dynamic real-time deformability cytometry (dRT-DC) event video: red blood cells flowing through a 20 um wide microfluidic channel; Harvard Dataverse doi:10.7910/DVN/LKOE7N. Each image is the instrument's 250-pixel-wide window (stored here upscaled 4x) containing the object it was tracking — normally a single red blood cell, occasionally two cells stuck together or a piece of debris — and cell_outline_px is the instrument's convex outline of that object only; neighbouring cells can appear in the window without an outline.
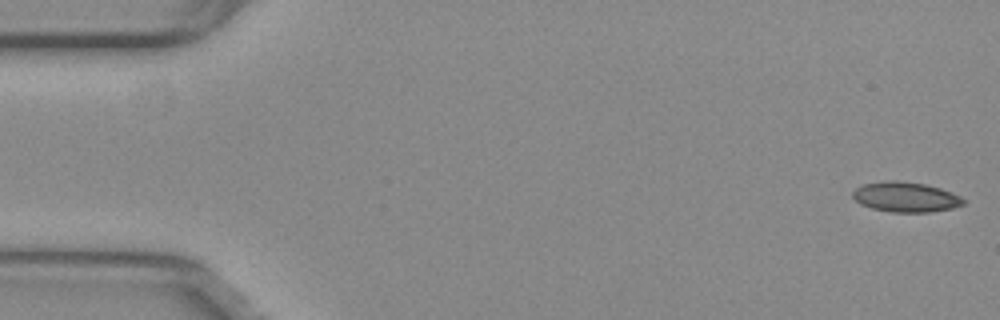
{"species": "common noctule bat (a hibernating species)", "species_latin": "Nyctalus noctula", "temperature_condition": "warm", "stored_images_in_passage": 51, "camera_frame_rate_fps": 3000, "um_per_image_px": 0.085, "animal": {"sex": "female", "body_mass_g": 29.2, "forearm_length_mm": 56.3}, "frame": {"image": 1, "passage_image": 1, "time_ms": 0.0, "image_size_px": [1000, 320], "cell_outline_px": [[964, 204], [952, 208], [928, 212], [892, 212], [872, 208], [860, 204], [852, 196], [852, 192], [856, 188], [864, 184], [888, 180], [896, 180], [924, 184], [940, 188], [952, 192], [960, 196], [964, 200]], "centroid_in_image_um": [76.97, 16.74], "position_along_channel_um": 8.0, "area_um2": 19.25}}
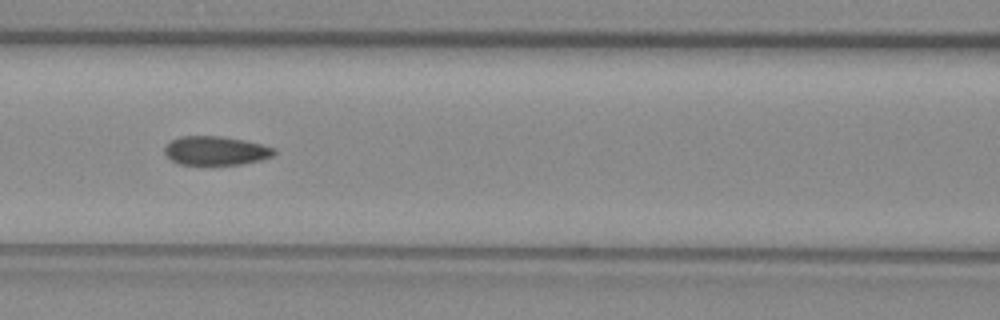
{"frame": {"image": 2, "passage_image": 23, "time_ms": 7.333, "image_size_px": [1000, 320], "cell_outline_px": [[276, 152], [272, 156], [260, 160], [240, 164], [176, 164], [164, 152], [164, 148], [172, 140], [180, 136], [220, 136], [244, 140], [276, 148]], "centroid_in_image_um": [18.34, 12.8], "position_along_channel_um": 148.3, "area_um2": 18.26}}
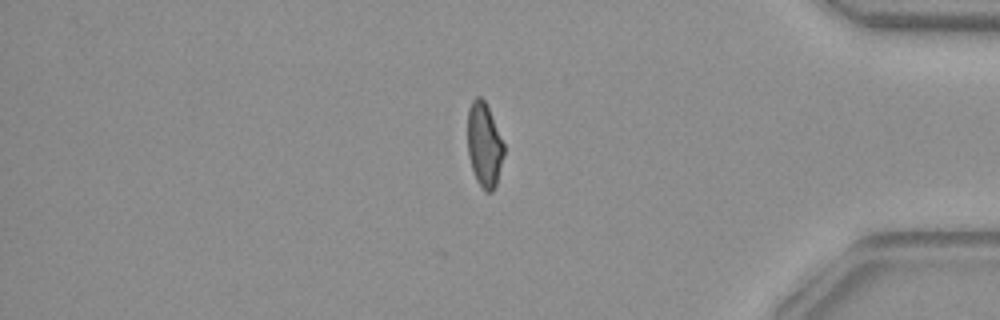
{"frame": {"image": 3, "passage_image": 45, "time_ms": 14.667, "image_size_px": [1000, 320], "cell_outline_px": [[504, 156], [496, 184], [492, 192], [484, 192], [476, 180], [468, 156], [468, 108], [472, 100], [476, 96], [480, 96], [484, 100], [488, 108], [504, 144]], "centroid_in_image_um": [41.15, 12.33], "position_along_channel_um": 394.0, "area_um2": 17.8}, "authors_computed_cell_mechanics": {"area_um2": 19.074, "velocity_mm_per_s": 3.8013, "shape_relaxation_time_tau1_ms": null, "shape_relaxation_time_tau2_ms": 1.7983, "deformation_change_tau1": null, "deformation_change_tau2": 0.086}}